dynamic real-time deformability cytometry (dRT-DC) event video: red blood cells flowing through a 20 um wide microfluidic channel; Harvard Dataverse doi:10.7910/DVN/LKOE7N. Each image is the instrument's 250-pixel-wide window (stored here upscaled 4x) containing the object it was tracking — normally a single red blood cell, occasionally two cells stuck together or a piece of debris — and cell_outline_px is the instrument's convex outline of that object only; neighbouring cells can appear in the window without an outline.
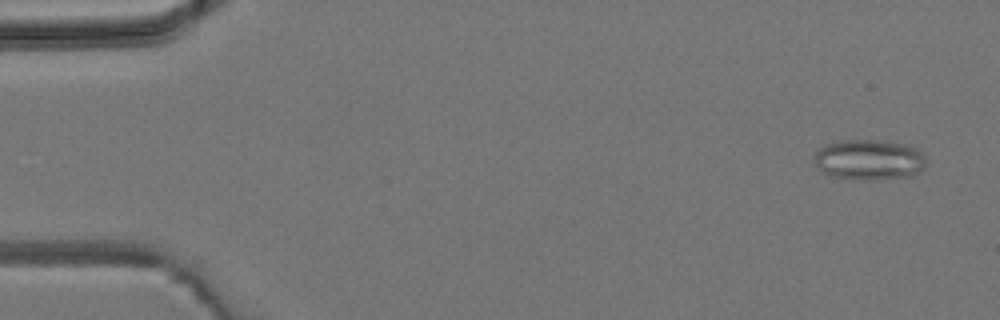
{"species": "common noctule bat (a hibernating species)", "species_latin": "Nyctalus noctula", "temperature_condition": "room temperature", "stored_images_in_passage": 4, "camera_frame_rate_fps": 3000, "um_per_image_px": 0.085, "animal": {"sex": "male", "body_mass_g": 19.2, "forearm_length_mm": 51.8}, "frame": {"image": 1, "passage_image": 1, "time_ms": 0.0, "image_size_px": [1000, 320], "cell_outline_px": [[924, 168], [920, 172], [912, 176], [876, 180], [852, 180], [832, 176], [824, 172], [812, 160], [816, 152], [820, 148], [828, 144], [840, 140], [880, 140], [904, 144], [916, 148], [924, 156]], "centroid_in_image_um": [73.87, 13.59], "position_along_channel_um": 11.1, "area_um2": 26.53}}